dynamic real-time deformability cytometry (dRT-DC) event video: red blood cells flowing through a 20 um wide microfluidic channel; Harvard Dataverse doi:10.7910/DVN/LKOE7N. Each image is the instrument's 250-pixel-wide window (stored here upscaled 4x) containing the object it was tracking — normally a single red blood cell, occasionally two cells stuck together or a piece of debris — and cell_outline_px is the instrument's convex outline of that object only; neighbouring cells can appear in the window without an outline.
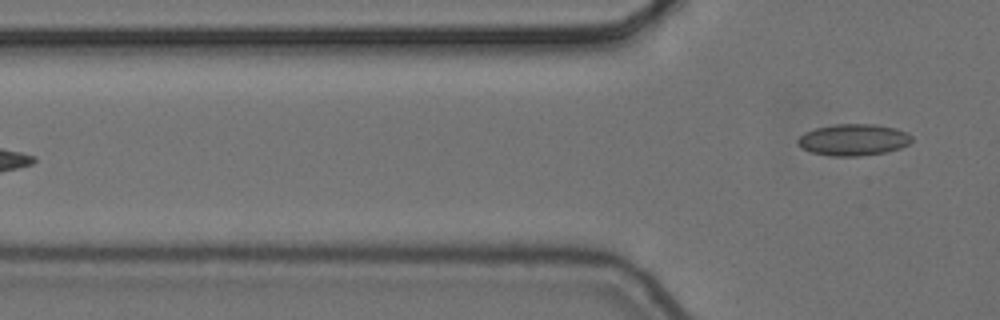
{"species": "common noctule bat (a hibernating species)", "species_latin": "Nyctalus noctula", "temperature_condition": "cold", "stored_images_in_passage": 5, "camera_frame_rate_fps": 3000, "um_per_image_px": 0.085, "animal": {"sex": "female", "body_mass_g": 24.6, "forearm_length_mm": 56.2}, "frame": {"image": 1, "passage_image": 5, "time_ms": 1.333, "image_size_px": [1000, 320], "cell_outline_px": [[912, 140], [908, 144], [900, 148], [884, 152], [860, 156], [828, 156], [812, 152], [800, 148], [796, 144], [796, 140], [804, 132], [816, 128], [836, 124], [876, 124], [896, 128], [908, 132], [912, 136]], "centroid_in_image_um": [72.52, 11.88], "position_along_channel_um": 53.3, "area_um2": 21.15}}